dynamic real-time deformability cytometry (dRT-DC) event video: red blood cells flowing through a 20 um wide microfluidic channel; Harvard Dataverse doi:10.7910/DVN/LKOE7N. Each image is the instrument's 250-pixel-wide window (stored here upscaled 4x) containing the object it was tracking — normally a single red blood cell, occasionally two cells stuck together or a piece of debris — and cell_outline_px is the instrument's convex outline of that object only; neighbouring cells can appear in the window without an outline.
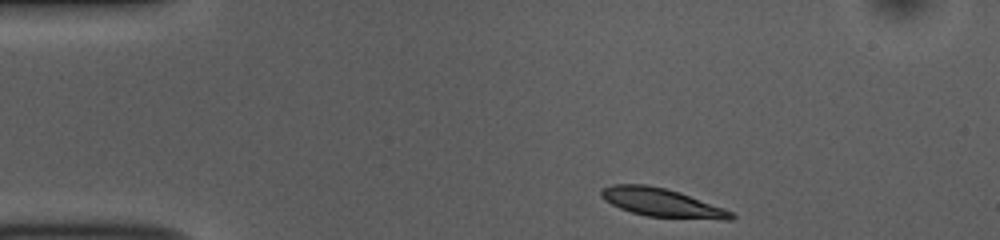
{"species": "common noctule bat (a hibernating species)", "species_latin": "Nyctalus noctula", "temperature_condition": "room temperature", "stored_images_in_passage": 45, "camera_frame_rate_fps": 3000, "um_per_image_px": 0.085, "animal": {"sex": "female", "body_mass_g": 10.0, "forearm_length_mm": 53.1}, "frame": {"image": 1, "passage_image": 1, "time_ms": 0.0, "image_size_px": [1000, 240], "cell_outline_px": [[736, 216], [732, 220], [724, 220], [648, 216], [632, 212], [620, 208], [604, 200], [600, 196], [600, 188], [612, 184], [648, 184], [680, 192], [724, 208], [732, 212]], "centroid_in_image_um": [56.25, 17.21], "position_along_channel_um": 28.8, "area_um2": 21.62}}
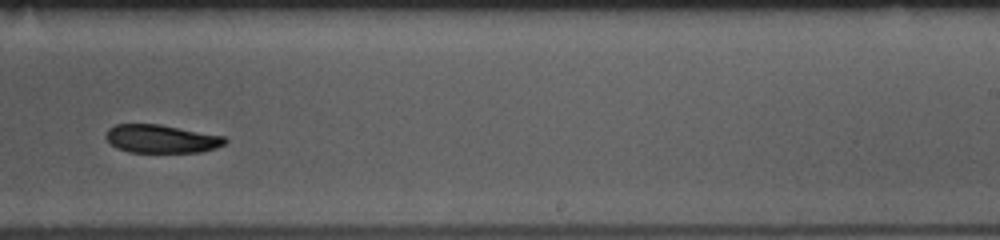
{"frame": {"image": 2, "passage_image": 25, "time_ms": 8.0, "image_size_px": [1000, 240], "cell_outline_px": [[228, 140], [224, 144], [216, 148], [200, 152], [128, 152], [116, 148], [104, 136], [108, 128], [116, 124], [160, 124], [224, 136]], "centroid_in_image_um": [13.7, 11.8], "position_along_channel_um": 275.3, "area_um2": 19.65}}
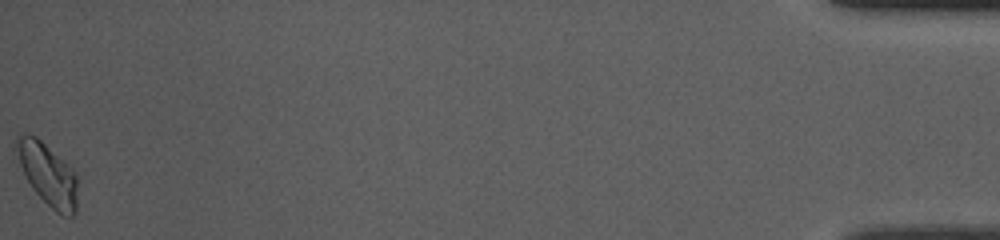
{"frame": {"image": 3, "passage_image": 45, "time_ms": 14.667, "image_size_px": [1000, 240], "cell_outline_px": [[80, 180], [76, 212], [72, 216], [60, 216], [32, 188], [12, 152], [12, 144], [16, 136], [20, 132], [28, 132], [36, 136], [68, 164], [76, 172]], "centroid_in_image_um": [4.03, 14.75], "position_along_channel_um": 431.2, "area_um2": 23.24}, "authors_computed_cell_mechanics": {"area_um2": 21.0392, "velocity_mm_per_s": 3.7751, "shape_relaxation_time_tau1_ms": 5.4449, "shape_relaxation_time_tau2_ms": null, "deformation_change_tau1": 0.1146, "deformation_change_tau2": null}}